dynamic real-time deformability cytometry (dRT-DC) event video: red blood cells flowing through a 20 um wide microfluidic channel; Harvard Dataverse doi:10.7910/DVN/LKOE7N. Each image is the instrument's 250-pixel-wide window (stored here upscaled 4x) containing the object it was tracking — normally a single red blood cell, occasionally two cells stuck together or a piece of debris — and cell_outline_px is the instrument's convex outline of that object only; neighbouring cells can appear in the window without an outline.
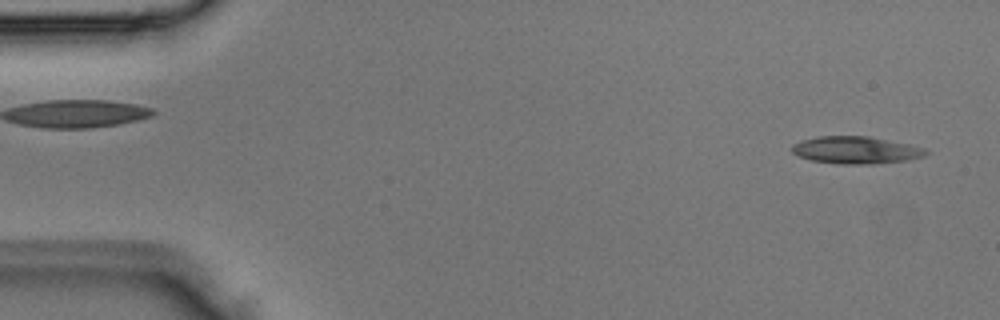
{"species": "Egyptian fruit bat (a non-hibernating species)", "species_latin": "Rousettus aegyptiacus", "temperature_condition": "room temperature", "stored_images_in_passage": 2, "segment_of_instrument_passage": [2, 2], "camera_frame_rate_fps": 3000, "um_per_image_px": 0.085, "animal": {"sex": "male"}, "frame": {"image": 1, "passage_image": 2, "time_ms": 0.333, "image_size_px": [1000, 320], "cell_outline_px": [[928, 152], [924, 156], [908, 160], [872, 164], [840, 164], [812, 160], [800, 156], [792, 152], [792, 144], [800, 140], [816, 136], [868, 136], [908, 144], [924, 148]], "centroid_in_image_um": [72.73, 12.75], "position_along_channel_um": 12.3, "area_um2": 21.21}}